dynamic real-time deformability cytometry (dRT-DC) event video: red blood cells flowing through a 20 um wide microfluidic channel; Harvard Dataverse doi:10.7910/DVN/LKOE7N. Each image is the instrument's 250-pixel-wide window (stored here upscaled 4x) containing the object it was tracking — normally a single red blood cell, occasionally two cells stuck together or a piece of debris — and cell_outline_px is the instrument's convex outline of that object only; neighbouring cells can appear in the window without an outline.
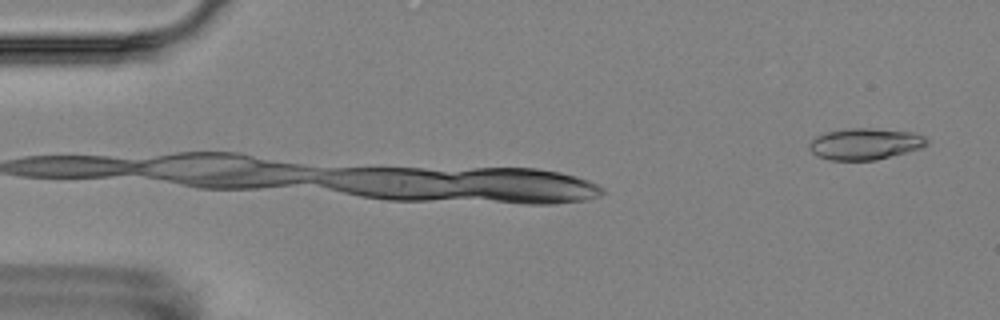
{"species": "Egyptian fruit bat (a non-hibernating species)", "species_latin": "Rousettus aegyptiacus", "temperature_condition": "room temperature", "stored_images_in_passage": 3, "camera_frame_rate_fps": 3000, "um_per_image_px": 0.085, "animal": {"sex": "female"}, "frame": {"image": 1, "passage_image": 3, "time_ms": 3.333, "image_size_px": [1000, 320], "cell_outline_px": [[928, 144], [920, 148], [876, 160], [828, 160], [816, 156], [808, 148], [808, 144], [816, 136], [824, 132], [848, 128], [872, 128], [912, 132], [924, 136], [928, 140]], "centroid_in_image_um": [73.49, 12.23], "position_along_channel_um": 11.5, "area_um2": 21.62}}